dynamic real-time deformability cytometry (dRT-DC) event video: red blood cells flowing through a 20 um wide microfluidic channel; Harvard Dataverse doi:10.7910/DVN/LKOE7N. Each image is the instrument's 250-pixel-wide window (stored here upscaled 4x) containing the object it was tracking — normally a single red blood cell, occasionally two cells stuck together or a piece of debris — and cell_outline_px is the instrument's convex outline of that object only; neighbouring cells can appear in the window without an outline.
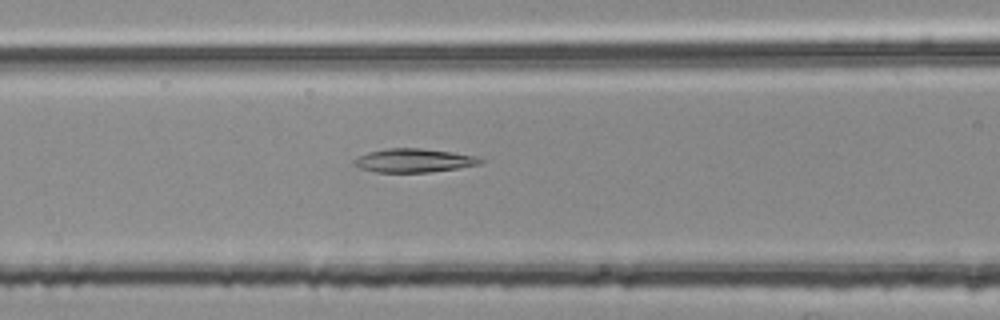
{"species": "common noctule bat (a hibernating species)", "species_latin": "Nyctalus noctula", "temperature_condition": "room temperature", "stored_images_in_passage": 54, "camera_frame_rate_fps": 3000, "um_per_image_px": 0.085, "animal": {"sex": "female", "body_mass_g": 25.1}, "frame": {"image": 1, "passage_image": 22, "time_ms": 7.0, "image_size_px": [1000, 320], "cell_outline_px": [[484, 160], [480, 164], [456, 168], [428, 172], [376, 172], [360, 168], [352, 164], [352, 160], [368, 152], [384, 148], [420, 148], [452, 152], [476, 156]], "centroid_in_image_um": [35.14, 13.63], "position_along_channel_um": 131.5, "area_um2": 17.34}}
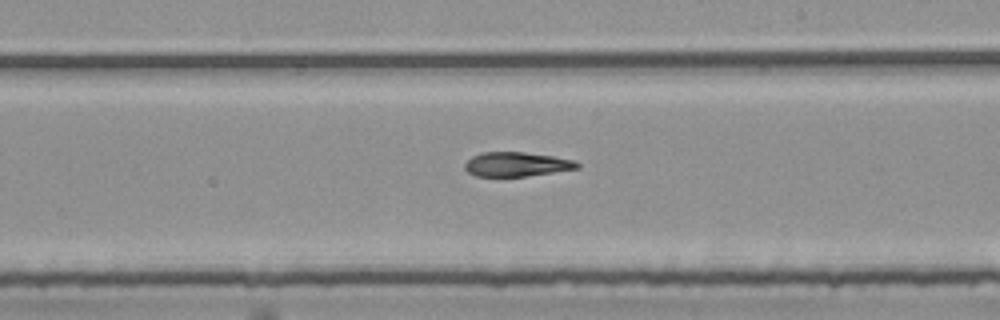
{"frame": {"image": 2, "passage_image": 31, "time_ms": 10.0, "image_size_px": [1000, 320], "cell_outline_px": [[580, 168], [528, 176], [476, 176], [468, 172], [464, 168], [464, 164], [472, 156], [480, 152], [524, 152], [552, 156], [572, 160], [580, 164]], "centroid_in_image_um": [43.89, 13.96], "position_along_channel_um": 245.1, "area_um2": 15.9}}
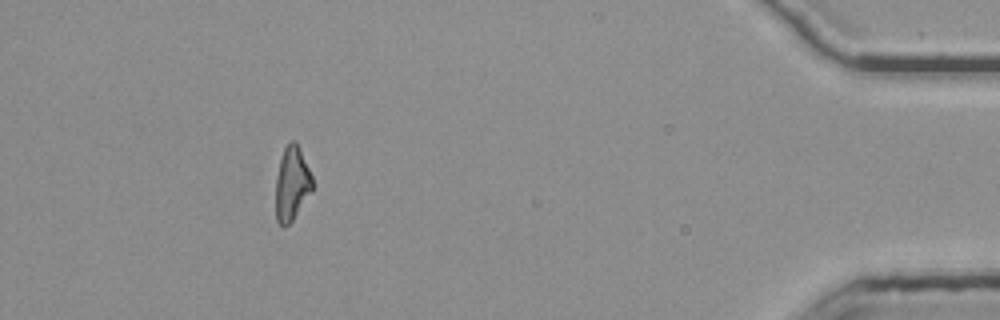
{"frame": {"image": 3, "passage_image": 49, "time_ms": 16.0, "image_size_px": [1000, 320], "cell_outline_px": [[312, 188], [292, 220], [284, 228], [276, 220], [276, 176], [280, 160], [284, 148], [292, 140], [296, 140], [312, 176]], "centroid_in_image_um": [24.78, 15.59], "position_along_channel_um": 410.4, "area_um2": 15.43}}